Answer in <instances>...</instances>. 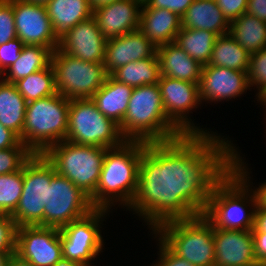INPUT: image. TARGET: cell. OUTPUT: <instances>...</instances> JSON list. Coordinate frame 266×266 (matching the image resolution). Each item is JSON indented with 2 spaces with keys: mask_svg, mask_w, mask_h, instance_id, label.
Segmentation results:
<instances>
[{
  "mask_svg": "<svg viewBox=\"0 0 266 266\" xmlns=\"http://www.w3.org/2000/svg\"><path fill=\"white\" fill-rule=\"evenodd\" d=\"M109 214L110 210L95 208L86 216L62 227L60 229L62 257L79 262L83 266H95L92 265V261L104 249L105 241L101 228Z\"/></svg>",
  "mask_w": 266,
  "mask_h": 266,
  "instance_id": "8fae6325",
  "label": "cell"
},
{
  "mask_svg": "<svg viewBox=\"0 0 266 266\" xmlns=\"http://www.w3.org/2000/svg\"><path fill=\"white\" fill-rule=\"evenodd\" d=\"M107 39L102 35L96 19L79 22L59 37L58 49L77 59L103 63Z\"/></svg>",
  "mask_w": 266,
  "mask_h": 266,
  "instance_id": "e0dca14e",
  "label": "cell"
},
{
  "mask_svg": "<svg viewBox=\"0 0 266 266\" xmlns=\"http://www.w3.org/2000/svg\"><path fill=\"white\" fill-rule=\"evenodd\" d=\"M15 253L34 266H53L62 258L60 229L39 225L17 227Z\"/></svg>",
  "mask_w": 266,
  "mask_h": 266,
  "instance_id": "5bb4252c",
  "label": "cell"
},
{
  "mask_svg": "<svg viewBox=\"0 0 266 266\" xmlns=\"http://www.w3.org/2000/svg\"><path fill=\"white\" fill-rule=\"evenodd\" d=\"M17 38L13 0H0V45Z\"/></svg>",
  "mask_w": 266,
  "mask_h": 266,
  "instance_id": "8d00e7d4",
  "label": "cell"
},
{
  "mask_svg": "<svg viewBox=\"0 0 266 266\" xmlns=\"http://www.w3.org/2000/svg\"><path fill=\"white\" fill-rule=\"evenodd\" d=\"M45 6L58 38L79 22L93 16L88 0H50Z\"/></svg>",
  "mask_w": 266,
  "mask_h": 266,
  "instance_id": "d4e9b609",
  "label": "cell"
},
{
  "mask_svg": "<svg viewBox=\"0 0 266 266\" xmlns=\"http://www.w3.org/2000/svg\"><path fill=\"white\" fill-rule=\"evenodd\" d=\"M218 36L206 30L185 29L176 35L175 43L178 44L192 59L197 60L202 66L208 64L214 43Z\"/></svg>",
  "mask_w": 266,
  "mask_h": 266,
  "instance_id": "4dcf8cb0",
  "label": "cell"
},
{
  "mask_svg": "<svg viewBox=\"0 0 266 266\" xmlns=\"http://www.w3.org/2000/svg\"><path fill=\"white\" fill-rule=\"evenodd\" d=\"M53 266H83L79 262H75L72 260H68L66 258H61L57 263H55Z\"/></svg>",
  "mask_w": 266,
  "mask_h": 266,
  "instance_id": "f907efd6",
  "label": "cell"
},
{
  "mask_svg": "<svg viewBox=\"0 0 266 266\" xmlns=\"http://www.w3.org/2000/svg\"><path fill=\"white\" fill-rule=\"evenodd\" d=\"M254 255L259 266H266V233L252 232Z\"/></svg>",
  "mask_w": 266,
  "mask_h": 266,
  "instance_id": "7bdbcfd3",
  "label": "cell"
},
{
  "mask_svg": "<svg viewBox=\"0 0 266 266\" xmlns=\"http://www.w3.org/2000/svg\"><path fill=\"white\" fill-rule=\"evenodd\" d=\"M14 84L27 102L57 93L55 73L51 63L46 68L19 79Z\"/></svg>",
  "mask_w": 266,
  "mask_h": 266,
  "instance_id": "1f68e13d",
  "label": "cell"
},
{
  "mask_svg": "<svg viewBox=\"0 0 266 266\" xmlns=\"http://www.w3.org/2000/svg\"><path fill=\"white\" fill-rule=\"evenodd\" d=\"M216 2L229 23L247 11L248 0H216Z\"/></svg>",
  "mask_w": 266,
  "mask_h": 266,
  "instance_id": "b9f144b4",
  "label": "cell"
},
{
  "mask_svg": "<svg viewBox=\"0 0 266 266\" xmlns=\"http://www.w3.org/2000/svg\"><path fill=\"white\" fill-rule=\"evenodd\" d=\"M255 98L257 99L256 101H258L257 103L261 104L263 106V108L266 111V87H264L256 96ZM266 113V112H265ZM264 119L266 120V118L264 117Z\"/></svg>",
  "mask_w": 266,
  "mask_h": 266,
  "instance_id": "681fc988",
  "label": "cell"
},
{
  "mask_svg": "<svg viewBox=\"0 0 266 266\" xmlns=\"http://www.w3.org/2000/svg\"><path fill=\"white\" fill-rule=\"evenodd\" d=\"M16 230L17 226L10 215L0 213V253L9 256L15 253Z\"/></svg>",
  "mask_w": 266,
  "mask_h": 266,
  "instance_id": "74e56055",
  "label": "cell"
},
{
  "mask_svg": "<svg viewBox=\"0 0 266 266\" xmlns=\"http://www.w3.org/2000/svg\"><path fill=\"white\" fill-rule=\"evenodd\" d=\"M250 54L229 34L216 38L207 65L248 72Z\"/></svg>",
  "mask_w": 266,
  "mask_h": 266,
  "instance_id": "f1b7e54d",
  "label": "cell"
},
{
  "mask_svg": "<svg viewBox=\"0 0 266 266\" xmlns=\"http://www.w3.org/2000/svg\"><path fill=\"white\" fill-rule=\"evenodd\" d=\"M33 154L21 141L15 147L0 150V175L21 170Z\"/></svg>",
  "mask_w": 266,
  "mask_h": 266,
  "instance_id": "836d02e7",
  "label": "cell"
},
{
  "mask_svg": "<svg viewBox=\"0 0 266 266\" xmlns=\"http://www.w3.org/2000/svg\"><path fill=\"white\" fill-rule=\"evenodd\" d=\"M153 233L176 255L195 266H214L213 226L203 216L160 224Z\"/></svg>",
  "mask_w": 266,
  "mask_h": 266,
  "instance_id": "8992f818",
  "label": "cell"
},
{
  "mask_svg": "<svg viewBox=\"0 0 266 266\" xmlns=\"http://www.w3.org/2000/svg\"><path fill=\"white\" fill-rule=\"evenodd\" d=\"M69 104L60 93L27 102L21 142L33 153L43 154L51 145L64 141Z\"/></svg>",
  "mask_w": 266,
  "mask_h": 266,
  "instance_id": "5b68a950",
  "label": "cell"
},
{
  "mask_svg": "<svg viewBox=\"0 0 266 266\" xmlns=\"http://www.w3.org/2000/svg\"><path fill=\"white\" fill-rule=\"evenodd\" d=\"M111 76L133 88L158 84L161 77L158 55L156 53L152 58L129 62L115 70Z\"/></svg>",
  "mask_w": 266,
  "mask_h": 266,
  "instance_id": "83f0119b",
  "label": "cell"
},
{
  "mask_svg": "<svg viewBox=\"0 0 266 266\" xmlns=\"http://www.w3.org/2000/svg\"><path fill=\"white\" fill-rule=\"evenodd\" d=\"M19 142V137L0 123V150L15 147Z\"/></svg>",
  "mask_w": 266,
  "mask_h": 266,
  "instance_id": "ee69618b",
  "label": "cell"
},
{
  "mask_svg": "<svg viewBox=\"0 0 266 266\" xmlns=\"http://www.w3.org/2000/svg\"><path fill=\"white\" fill-rule=\"evenodd\" d=\"M256 206L253 188L230 167L213 185L202 215L213 228L252 230Z\"/></svg>",
  "mask_w": 266,
  "mask_h": 266,
  "instance_id": "3957f363",
  "label": "cell"
},
{
  "mask_svg": "<svg viewBox=\"0 0 266 266\" xmlns=\"http://www.w3.org/2000/svg\"><path fill=\"white\" fill-rule=\"evenodd\" d=\"M241 152L239 149L236 147V144L234 145L232 154H231V167L251 186L254 187L253 191L256 196L257 200V205L259 207H264L266 208V180L264 183H259L258 187L256 188L253 186L252 183V176H250L249 172L250 168H248V163L246 164L247 161L244 160V157L241 156ZM251 180V181H250ZM252 183V184H251ZM256 188V189H255Z\"/></svg>",
  "mask_w": 266,
  "mask_h": 266,
  "instance_id": "e575fe53",
  "label": "cell"
},
{
  "mask_svg": "<svg viewBox=\"0 0 266 266\" xmlns=\"http://www.w3.org/2000/svg\"><path fill=\"white\" fill-rule=\"evenodd\" d=\"M23 191V168L0 175V213L11 215L18 206Z\"/></svg>",
  "mask_w": 266,
  "mask_h": 266,
  "instance_id": "d6a6232c",
  "label": "cell"
},
{
  "mask_svg": "<svg viewBox=\"0 0 266 266\" xmlns=\"http://www.w3.org/2000/svg\"><path fill=\"white\" fill-rule=\"evenodd\" d=\"M57 93L67 99L91 98L105 83L107 72L103 63L83 61L62 52H52Z\"/></svg>",
  "mask_w": 266,
  "mask_h": 266,
  "instance_id": "30bf717a",
  "label": "cell"
},
{
  "mask_svg": "<svg viewBox=\"0 0 266 266\" xmlns=\"http://www.w3.org/2000/svg\"><path fill=\"white\" fill-rule=\"evenodd\" d=\"M133 87L118 82L111 75L103 86L91 97L98 110L119 126L122 124Z\"/></svg>",
  "mask_w": 266,
  "mask_h": 266,
  "instance_id": "cb8c5ba5",
  "label": "cell"
},
{
  "mask_svg": "<svg viewBox=\"0 0 266 266\" xmlns=\"http://www.w3.org/2000/svg\"><path fill=\"white\" fill-rule=\"evenodd\" d=\"M222 136L189 134L146 143L126 212L144 220L151 232L164 222L202 215L213 185L231 167L234 144Z\"/></svg>",
  "mask_w": 266,
  "mask_h": 266,
  "instance_id": "6da1fadb",
  "label": "cell"
},
{
  "mask_svg": "<svg viewBox=\"0 0 266 266\" xmlns=\"http://www.w3.org/2000/svg\"><path fill=\"white\" fill-rule=\"evenodd\" d=\"M129 141L167 142L184 134L167 118L158 84L133 88L122 124Z\"/></svg>",
  "mask_w": 266,
  "mask_h": 266,
  "instance_id": "277c9868",
  "label": "cell"
},
{
  "mask_svg": "<svg viewBox=\"0 0 266 266\" xmlns=\"http://www.w3.org/2000/svg\"><path fill=\"white\" fill-rule=\"evenodd\" d=\"M249 90L247 72L207 64L202 66L199 91L203 105L206 101L217 104L237 100Z\"/></svg>",
  "mask_w": 266,
  "mask_h": 266,
  "instance_id": "2e32d148",
  "label": "cell"
},
{
  "mask_svg": "<svg viewBox=\"0 0 266 266\" xmlns=\"http://www.w3.org/2000/svg\"><path fill=\"white\" fill-rule=\"evenodd\" d=\"M250 89H255V96L266 87V48L250 54L249 68L247 72Z\"/></svg>",
  "mask_w": 266,
  "mask_h": 266,
  "instance_id": "d590c367",
  "label": "cell"
},
{
  "mask_svg": "<svg viewBox=\"0 0 266 266\" xmlns=\"http://www.w3.org/2000/svg\"><path fill=\"white\" fill-rule=\"evenodd\" d=\"M65 140L104 148H115L126 141L119 125L103 115L91 98L70 100Z\"/></svg>",
  "mask_w": 266,
  "mask_h": 266,
  "instance_id": "ba28073f",
  "label": "cell"
},
{
  "mask_svg": "<svg viewBox=\"0 0 266 266\" xmlns=\"http://www.w3.org/2000/svg\"><path fill=\"white\" fill-rule=\"evenodd\" d=\"M94 209L89 196L68 178L58 174L53 166V178L44 208V226L61 229Z\"/></svg>",
  "mask_w": 266,
  "mask_h": 266,
  "instance_id": "4fadbf2b",
  "label": "cell"
},
{
  "mask_svg": "<svg viewBox=\"0 0 266 266\" xmlns=\"http://www.w3.org/2000/svg\"><path fill=\"white\" fill-rule=\"evenodd\" d=\"M251 232L266 233V208L256 206L254 212V226Z\"/></svg>",
  "mask_w": 266,
  "mask_h": 266,
  "instance_id": "bcb514c9",
  "label": "cell"
},
{
  "mask_svg": "<svg viewBox=\"0 0 266 266\" xmlns=\"http://www.w3.org/2000/svg\"><path fill=\"white\" fill-rule=\"evenodd\" d=\"M16 35L24 45L58 48L59 38L54 33L45 4L13 0Z\"/></svg>",
  "mask_w": 266,
  "mask_h": 266,
  "instance_id": "9a60e30c",
  "label": "cell"
},
{
  "mask_svg": "<svg viewBox=\"0 0 266 266\" xmlns=\"http://www.w3.org/2000/svg\"><path fill=\"white\" fill-rule=\"evenodd\" d=\"M52 51L40 45H24L19 58L5 71L4 81L15 83L51 63Z\"/></svg>",
  "mask_w": 266,
  "mask_h": 266,
  "instance_id": "f546056e",
  "label": "cell"
},
{
  "mask_svg": "<svg viewBox=\"0 0 266 266\" xmlns=\"http://www.w3.org/2000/svg\"><path fill=\"white\" fill-rule=\"evenodd\" d=\"M146 142L126 140L122 145L106 151L100 179L89 197L96 209L112 210L116 204L127 209L135 197L141 155Z\"/></svg>",
  "mask_w": 266,
  "mask_h": 266,
  "instance_id": "7a4b0ae2",
  "label": "cell"
},
{
  "mask_svg": "<svg viewBox=\"0 0 266 266\" xmlns=\"http://www.w3.org/2000/svg\"><path fill=\"white\" fill-rule=\"evenodd\" d=\"M157 55L161 76L200 84L202 65L178 44L170 42L157 47Z\"/></svg>",
  "mask_w": 266,
  "mask_h": 266,
  "instance_id": "7402d4cb",
  "label": "cell"
},
{
  "mask_svg": "<svg viewBox=\"0 0 266 266\" xmlns=\"http://www.w3.org/2000/svg\"><path fill=\"white\" fill-rule=\"evenodd\" d=\"M24 43L19 38H14L0 45V66L5 72L19 58Z\"/></svg>",
  "mask_w": 266,
  "mask_h": 266,
  "instance_id": "f35d334b",
  "label": "cell"
},
{
  "mask_svg": "<svg viewBox=\"0 0 266 266\" xmlns=\"http://www.w3.org/2000/svg\"><path fill=\"white\" fill-rule=\"evenodd\" d=\"M158 86L167 118L184 135H221L209 128H201L189 116L193 114L194 109L197 110L202 105L199 84L161 76Z\"/></svg>",
  "mask_w": 266,
  "mask_h": 266,
  "instance_id": "7c38bea8",
  "label": "cell"
},
{
  "mask_svg": "<svg viewBox=\"0 0 266 266\" xmlns=\"http://www.w3.org/2000/svg\"><path fill=\"white\" fill-rule=\"evenodd\" d=\"M6 266H34L29 261L22 259L16 253L12 254L7 259Z\"/></svg>",
  "mask_w": 266,
  "mask_h": 266,
  "instance_id": "7dc6e473",
  "label": "cell"
},
{
  "mask_svg": "<svg viewBox=\"0 0 266 266\" xmlns=\"http://www.w3.org/2000/svg\"><path fill=\"white\" fill-rule=\"evenodd\" d=\"M181 17L168 9L141 8L139 30L156 48L175 42Z\"/></svg>",
  "mask_w": 266,
  "mask_h": 266,
  "instance_id": "44dd1931",
  "label": "cell"
},
{
  "mask_svg": "<svg viewBox=\"0 0 266 266\" xmlns=\"http://www.w3.org/2000/svg\"><path fill=\"white\" fill-rule=\"evenodd\" d=\"M33 3H40V4H46L50 0H25Z\"/></svg>",
  "mask_w": 266,
  "mask_h": 266,
  "instance_id": "f5cc1de1",
  "label": "cell"
},
{
  "mask_svg": "<svg viewBox=\"0 0 266 266\" xmlns=\"http://www.w3.org/2000/svg\"><path fill=\"white\" fill-rule=\"evenodd\" d=\"M5 76V72L3 71V69L0 66V82L4 79Z\"/></svg>",
  "mask_w": 266,
  "mask_h": 266,
  "instance_id": "db71d44e",
  "label": "cell"
},
{
  "mask_svg": "<svg viewBox=\"0 0 266 266\" xmlns=\"http://www.w3.org/2000/svg\"><path fill=\"white\" fill-rule=\"evenodd\" d=\"M150 234L154 235L153 238L158 241L157 246L159 250L157 252L159 255L157 260L150 266H195L173 253L153 232H150Z\"/></svg>",
  "mask_w": 266,
  "mask_h": 266,
  "instance_id": "ab89813d",
  "label": "cell"
},
{
  "mask_svg": "<svg viewBox=\"0 0 266 266\" xmlns=\"http://www.w3.org/2000/svg\"><path fill=\"white\" fill-rule=\"evenodd\" d=\"M157 53L156 46L138 29L107 39L103 65L108 75L129 62L152 58Z\"/></svg>",
  "mask_w": 266,
  "mask_h": 266,
  "instance_id": "d6986e66",
  "label": "cell"
},
{
  "mask_svg": "<svg viewBox=\"0 0 266 266\" xmlns=\"http://www.w3.org/2000/svg\"><path fill=\"white\" fill-rule=\"evenodd\" d=\"M246 12L266 22V0H248Z\"/></svg>",
  "mask_w": 266,
  "mask_h": 266,
  "instance_id": "f6af8a7d",
  "label": "cell"
},
{
  "mask_svg": "<svg viewBox=\"0 0 266 266\" xmlns=\"http://www.w3.org/2000/svg\"><path fill=\"white\" fill-rule=\"evenodd\" d=\"M53 178V164L44 154L34 153L23 166V191L10 217L17 227L44 226V208Z\"/></svg>",
  "mask_w": 266,
  "mask_h": 266,
  "instance_id": "9c48e42d",
  "label": "cell"
},
{
  "mask_svg": "<svg viewBox=\"0 0 266 266\" xmlns=\"http://www.w3.org/2000/svg\"><path fill=\"white\" fill-rule=\"evenodd\" d=\"M195 0H148L142 8L168 9L182 17Z\"/></svg>",
  "mask_w": 266,
  "mask_h": 266,
  "instance_id": "60d3db41",
  "label": "cell"
},
{
  "mask_svg": "<svg viewBox=\"0 0 266 266\" xmlns=\"http://www.w3.org/2000/svg\"><path fill=\"white\" fill-rule=\"evenodd\" d=\"M9 255L0 253V266H6Z\"/></svg>",
  "mask_w": 266,
  "mask_h": 266,
  "instance_id": "816d5d0a",
  "label": "cell"
},
{
  "mask_svg": "<svg viewBox=\"0 0 266 266\" xmlns=\"http://www.w3.org/2000/svg\"><path fill=\"white\" fill-rule=\"evenodd\" d=\"M108 149L64 140L51 145L43 154L58 174L68 178L90 197L98 185Z\"/></svg>",
  "mask_w": 266,
  "mask_h": 266,
  "instance_id": "52a82bcc",
  "label": "cell"
},
{
  "mask_svg": "<svg viewBox=\"0 0 266 266\" xmlns=\"http://www.w3.org/2000/svg\"><path fill=\"white\" fill-rule=\"evenodd\" d=\"M118 0H88L89 5L91 6L92 10H95L101 6L111 4Z\"/></svg>",
  "mask_w": 266,
  "mask_h": 266,
  "instance_id": "c3c4849f",
  "label": "cell"
},
{
  "mask_svg": "<svg viewBox=\"0 0 266 266\" xmlns=\"http://www.w3.org/2000/svg\"><path fill=\"white\" fill-rule=\"evenodd\" d=\"M141 8L136 0H118L93 10V17L102 35L111 39L139 29Z\"/></svg>",
  "mask_w": 266,
  "mask_h": 266,
  "instance_id": "ffe728a7",
  "label": "cell"
},
{
  "mask_svg": "<svg viewBox=\"0 0 266 266\" xmlns=\"http://www.w3.org/2000/svg\"><path fill=\"white\" fill-rule=\"evenodd\" d=\"M181 26L185 29L211 31L219 36L229 33L230 23L216 0H195L181 17Z\"/></svg>",
  "mask_w": 266,
  "mask_h": 266,
  "instance_id": "603a6c76",
  "label": "cell"
},
{
  "mask_svg": "<svg viewBox=\"0 0 266 266\" xmlns=\"http://www.w3.org/2000/svg\"><path fill=\"white\" fill-rule=\"evenodd\" d=\"M27 101L13 83L0 82V123L21 141Z\"/></svg>",
  "mask_w": 266,
  "mask_h": 266,
  "instance_id": "484cf974",
  "label": "cell"
},
{
  "mask_svg": "<svg viewBox=\"0 0 266 266\" xmlns=\"http://www.w3.org/2000/svg\"><path fill=\"white\" fill-rule=\"evenodd\" d=\"M229 34L249 54L266 48V22L247 12L230 23Z\"/></svg>",
  "mask_w": 266,
  "mask_h": 266,
  "instance_id": "4316f807",
  "label": "cell"
},
{
  "mask_svg": "<svg viewBox=\"0 0 266 266\" xmlns=\"http://www.w3.org/2000/svg\"><path fill=\"white\" fill-rule=\"evenodd\" d=\"M214 266H259L253 247L251 230L213 228Z\"/></svg>",
  "mask_w": 266,
  "mask_h": 266,
  "instance_id": "ac0fdd59",
  "label": "cell"
}]
</instances>
